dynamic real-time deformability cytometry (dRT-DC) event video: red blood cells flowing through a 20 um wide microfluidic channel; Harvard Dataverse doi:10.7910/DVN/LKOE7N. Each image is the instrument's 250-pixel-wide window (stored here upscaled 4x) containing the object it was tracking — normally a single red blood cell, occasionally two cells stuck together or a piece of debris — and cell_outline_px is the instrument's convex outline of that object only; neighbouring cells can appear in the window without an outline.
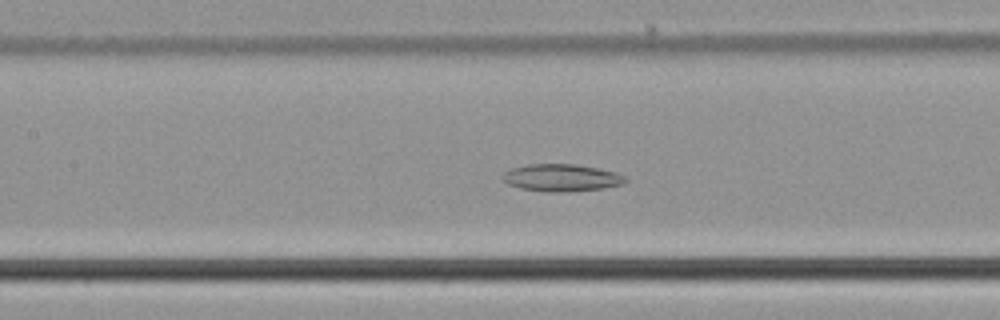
{"species": "common noctule bat (a hibernating species)", "species_latin": "Nyctalus noctula", "temperature_condition": "cold", "stored_images_in_passage": 58, "camera_frame_rate_fps": 3000, "um_per_image_px": 0.085, "animal": {"sex": "male", "body_mass_g": 21.5, "forearm_length_mm": 52.0}, "frame": {"image": 1, "passage_image": 27, "time_ms": 8.667, "image_size_px": [1000, 320], "cell_outline_px": [[628, 180], [624, 184], [604, 188], [568, 192], [544, 192], [520, 188], [508, 184], [500, 176], [504, 172], [512, 168], [528, 164], [576, 164], [616, 172], [624, 176]], "centroid_in_image_um": [47.72, 15.11], "position_along_channel_um": 159.7, "area_um2": 19.65}}
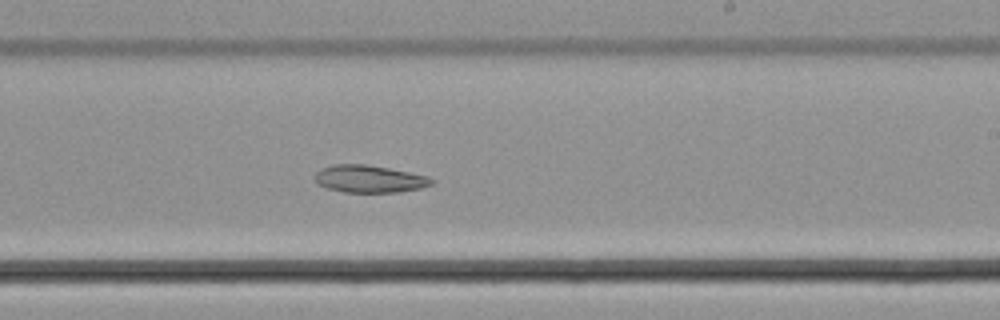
{"frame": {"image": 2, "passage_image": 35, "time_ms": 11.333, "image_size_px": [1000, 320], "cell_outline_px": [[436, 180], [432, 184], [420, 188], [400, 192], [344, 192], [328, 188], [316, 184], [316, 172], [332, 164], [364, 164], [388, 168], [428, 176]], "centroid_in_image_um": [31.41, 15.21], "position_along_channel_um": 257.6, "area_um2": 18.5}}
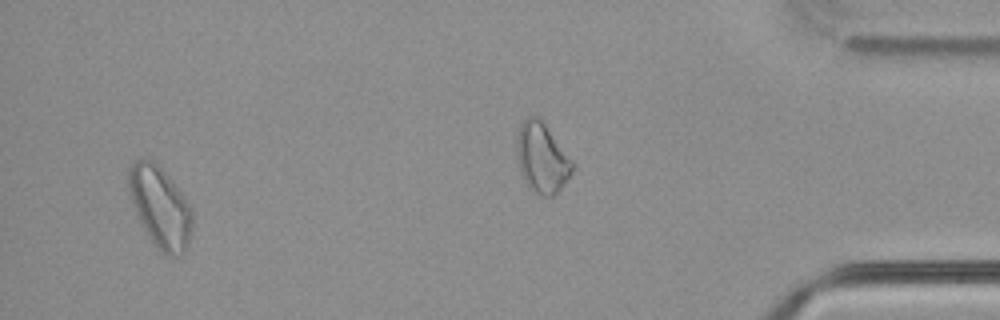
{"frame": {"image": 3, "passage_image": 55, "time_ms": 18.0, "image_size_px": [1000, 320], "cell_outline_px": [[192, 232], [188, 244], [180, 256], [164, 256], [160, 252], [140, 224], [132, 204], [128, 192], [128, 168], [136, 160], [152, 160], [172, 180], [184, 196], [192, 212]], "centroid_in_image_um": [13.6, 17.64], "position_along_channel_um": 421.6, "area_um2": 30.11}}